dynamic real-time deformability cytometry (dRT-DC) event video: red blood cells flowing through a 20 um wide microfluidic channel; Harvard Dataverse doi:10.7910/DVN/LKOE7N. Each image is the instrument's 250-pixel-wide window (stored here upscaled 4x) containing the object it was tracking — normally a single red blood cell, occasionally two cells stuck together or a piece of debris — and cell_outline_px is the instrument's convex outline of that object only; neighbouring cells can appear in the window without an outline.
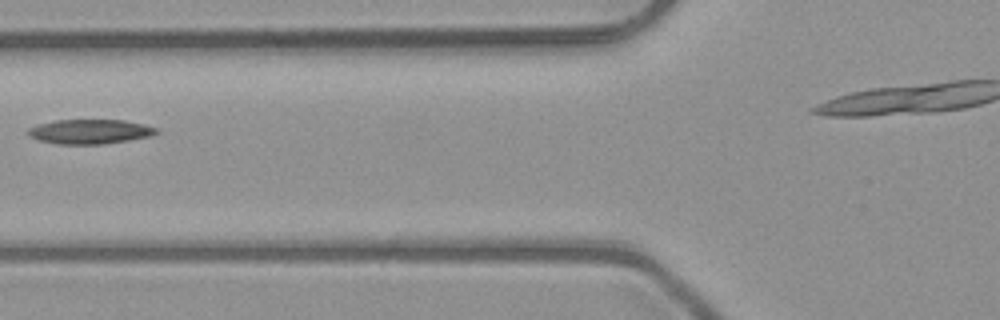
{"species": "common noctule bat (a hibernating species)", "species_latin": "Nyctalus noctula", "temperature_condition": "room temperature", "stored_images_in_passage": 6, "segment_of_instrument_passage": [1, 2], "camera_frame_rate_fps": 3000, "um_per_image_px": 0.085, "animal": {"sex": "male", "body_mass_g": 23.1, "forearm_length_mm": 52.7}, "frame": {"image": 1, "passage_image": 4, "time_ms": 1.0, "image_size_px": [1000, 320], "cell_outline_px": [[160, 132], [152, 136], [128, 140], [100, 144], [56, 144], [40, 140], [24, 132], [28, 128], [36, 124], [56, 120], [124, 120], [144, 124], [156, 128]], "centroid_in_image_um": [7.63, 11.18], "position_along_channel_um": 118.2, "area_um2": 18.38}}
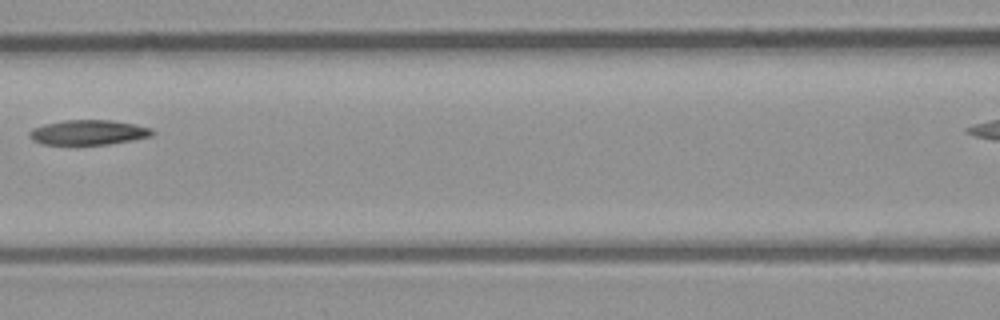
{"frame": {"image": 2, "passage_image": 5, "time_ms": 1.333, "image_size_px": [1000, 320], "cell_outline_px": [[156, 132], [152, 136], [132, 140], [108, 144], [44, 144], [32, 140], [28, 136], [28, 132], [32, 128], [44, 124], [64, 120], [112, 120], [152, 128]], "centroid_in_image_um": [7.5, 11.25], "position_along_channel_um": 159.1, "area_um2": 17.8}}